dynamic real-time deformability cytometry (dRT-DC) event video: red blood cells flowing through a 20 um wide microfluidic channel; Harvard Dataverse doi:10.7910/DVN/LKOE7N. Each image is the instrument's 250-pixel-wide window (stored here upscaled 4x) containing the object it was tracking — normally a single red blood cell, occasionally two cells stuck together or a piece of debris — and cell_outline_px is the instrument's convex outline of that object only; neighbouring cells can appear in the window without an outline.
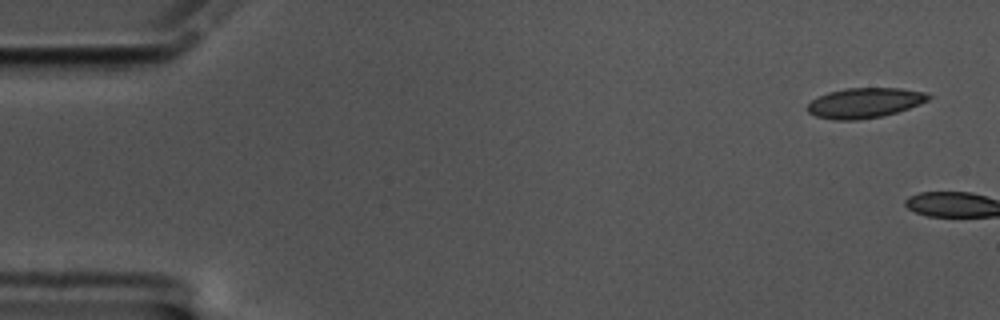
{"species": "common noctule bat (a hibernating species)", "species_latin": "Nyctalus noctula", "temperature_condition": "cold", "stored_images_in_passage": 3, "camera_frame_rate_fps": 3000, "um_per_image_px": 0.085, "animal": {"sex": "male", "body_mass_g": 17.5, "forearm_length_mm": 52.3}, "frame": {"image": 1, "passage_image": 1, "time_ms": 0.0, "image_size_px": [1000, 320], "cell_outline_px": [[932, 96], [928, 100], [920, 104], [896, 112], [880, 116], [856, 120], [836, 120], [816, 116], [808, 112], [808, 104], [812, 100], [828, 92], [844, 88], [900, 88], [924, 92]], "centroid_in_image_um": [73.5, 8.73], "position_along_channel_um": 11.5, "area_um2": 20.98}}